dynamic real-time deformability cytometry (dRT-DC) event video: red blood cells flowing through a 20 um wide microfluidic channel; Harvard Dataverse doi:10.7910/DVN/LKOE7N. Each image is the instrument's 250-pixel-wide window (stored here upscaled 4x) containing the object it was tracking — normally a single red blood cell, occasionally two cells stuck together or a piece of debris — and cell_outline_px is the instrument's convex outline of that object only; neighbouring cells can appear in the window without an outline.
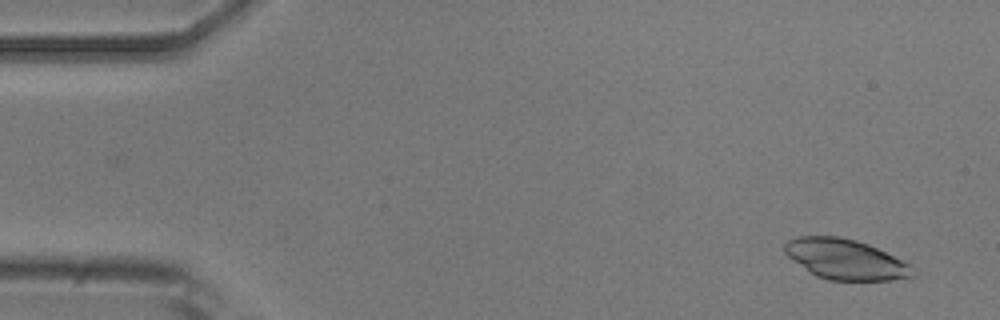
{"species": "common noctule bat (a hibernating species)", "species_latin": "Nyctalus noctula", "temperature_condition": "room temperature", "stored_images_in_passage": 3, "camera_frame_rate_fps": 3000, "um_per_image_px": 0.085, "animal": {"sex": "male", "body_mass_g": 20.5, "forearm_length_mm": 52.5}, "frame": {"image": 1, "passage_image": 3, "time_ms": 2.333, "image_size_px": [1000, 320], "cell_outline_px": [[916, 276], [892, 280], [828, 280], [816, 276], [788, 256], [784, 252], [784, 244], [788, 240], [796, 236], [840, 236], [856, 240], [868, 244], [912, 264]], "centroid_in_image_um": [71.9, 22.04], "position_along_channel_um": 13.1, "area_um2": 30.11}}